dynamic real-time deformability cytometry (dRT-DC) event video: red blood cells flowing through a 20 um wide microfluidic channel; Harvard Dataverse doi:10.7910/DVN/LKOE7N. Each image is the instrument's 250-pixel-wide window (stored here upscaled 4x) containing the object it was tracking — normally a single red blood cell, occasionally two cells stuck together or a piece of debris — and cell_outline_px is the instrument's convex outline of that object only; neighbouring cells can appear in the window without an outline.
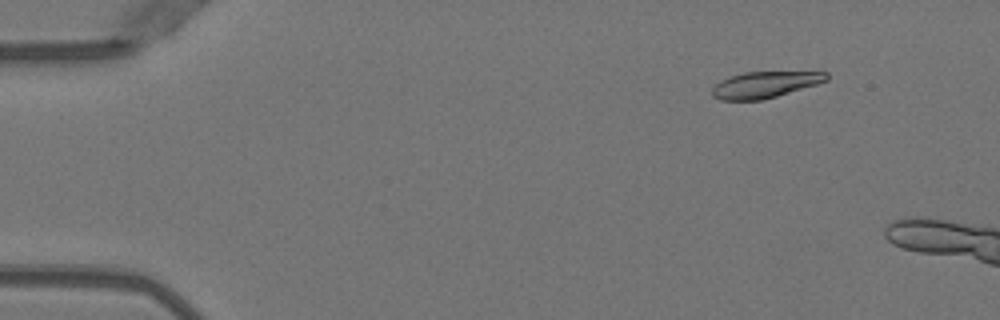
{"species": "Egyptian fruit bat (a non-hibernating species)", "species_latin": "Rousettus aegyptiacus", "temperature_condition": "warm", "stored_images_in_passage": 7, "camera_frame_rate_fps": 3000, "um_per_image_px": 0.085, "animal": {"sex": "female"}, "frame": {"image": 1, "passage_image": 1, "time_ms": 0.0, "image_size_px": [1000, 320], "cell_outline_px": [[828, 80], [816, 84], [776, 96], [760, 100], [720, 100], [712, 96], [712, 88], [720, 80], [728, 76], [744, 72], [828, 72]], "centroid_in_image_um": [64.96, 7.19], "position_along_channel_um": 20.0, "area_um2": 17.4}}